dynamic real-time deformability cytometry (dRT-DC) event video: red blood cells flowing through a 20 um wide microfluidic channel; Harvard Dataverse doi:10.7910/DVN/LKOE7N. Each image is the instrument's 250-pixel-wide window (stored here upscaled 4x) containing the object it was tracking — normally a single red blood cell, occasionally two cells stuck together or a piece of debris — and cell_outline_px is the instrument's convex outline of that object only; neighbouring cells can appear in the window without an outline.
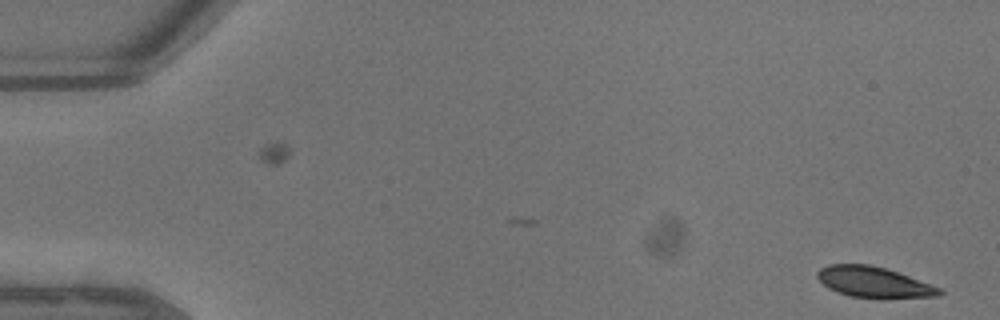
{"species": "common noctule bat (a hibernating species)", "species_latin": "Nyctalus noctula", "temperature_condition": "warm", "stored_images_in_passage": 44, "camera_frame_rate_fps": 3000, "um_per_image_px": 0.085, "animal": {"sex": "male", "body_mass_g": 13.3}, "frame": {"image": 1, "passage_image": 1, "time_ms": 0.0, "image_size_px": [1000, 320], "cell_outline_px": [[944, 292], [940, 296], [884, 300], [880, 300], [848, 296], [836, 292], [828, 288], [816, 276], [816, 272], [820, 268], [828, 264], [868, 264], [884, 268], [908, 276], [940, 288]], "centroid_in_image_um": [74.27, 24.03], "position_along_channel_um": 10.7, "area_um2": 22.37}}
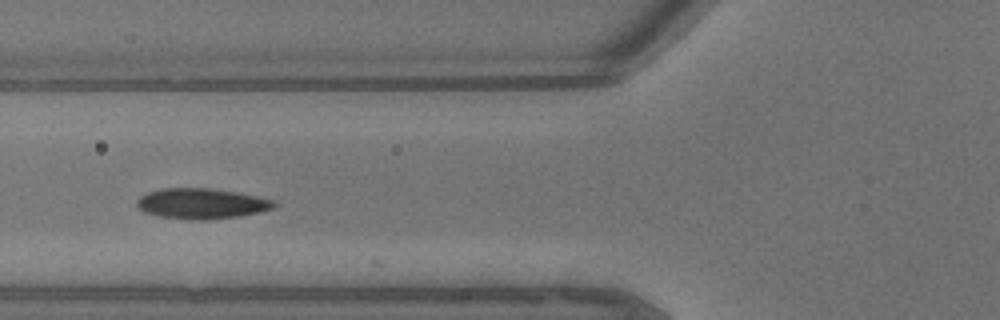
{"frame": {"image": 2, "passage_image": 17, "time_ms": 5.333, "image_size_px": [1000, 320], "cell_outline_px": [[276, 208], [260, 212], [240, 216], [208, 220], [188, 220], [160, 216], [144, 212], [136, 208], [136, 200], [140, 196], [148, 192], [164, 188], [212, 188], [236, 192], [276, 200]], "centroid_in_image_um": [17.14, 17.31], "position_along_channel_um": 108.7, "area_um2": 24.68}}
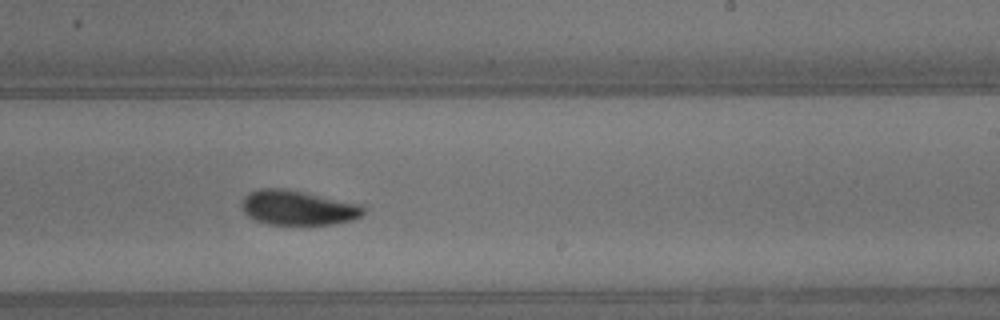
{"frame": {"image": 3, "passage_image": 27, "time_ms": 8.667, "image_size_px": [1000, 320], "cell_outline_px": [[364, 212], [360, 216], [352, 220], [332, 224], [268, 224], [256, 220], [248, 216], [244, 212], [244, 196], [260, 188], [280, 188], [364, 204]], "centroid_in_image_um": [25.37, 17.66], "position_along_channel_um": 263.6, "area_um2": 24.16}, "authors_computed_cell_mechanics": {"area_um2": 23.9292, "velocity_mm_per_s": 4.6498, "shape_relaxation_time_tau1_ms": 2.7574, "shape_relaxation_time_tau2_ms": 6.1985, "deformation_change_tau1": 0.1232, "deformation_change_tau2": 0.0904}}